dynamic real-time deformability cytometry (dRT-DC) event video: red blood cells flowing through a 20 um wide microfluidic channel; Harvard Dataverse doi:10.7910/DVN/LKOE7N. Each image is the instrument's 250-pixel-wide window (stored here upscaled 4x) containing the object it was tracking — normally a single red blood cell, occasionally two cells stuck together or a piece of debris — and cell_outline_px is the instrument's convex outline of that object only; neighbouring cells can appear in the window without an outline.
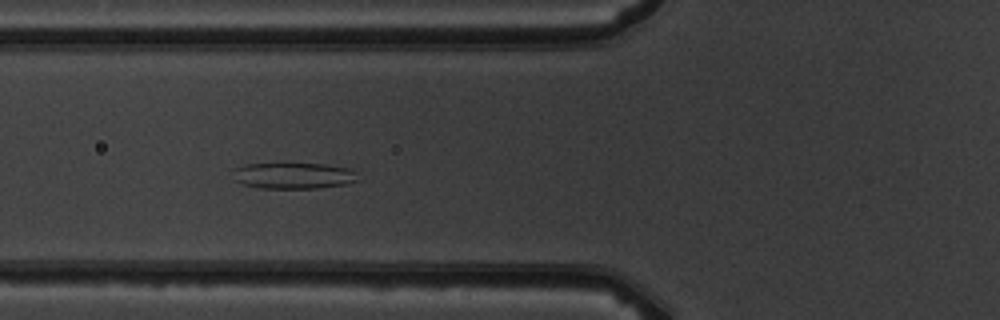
{"species": "common noctule bat (a hibernating species)", "species_latin": "Nyctalus noctula", "temperature_condition": "warm", "stored_images_in_passage": 5, "camera_frame_rate_fps": 3000, "um_per_image_px": 0.085, "animal": {"sex": "male", "body_mass_g": 19.5, "forearm_length_mm": 54.6}, "frame": {"image": 1, "passage_image": 4, "time_ms": 4.333, "image_size_px": [1000, 320], "cell_outline_px": [[360, 180], [348, 184], [316, 188], [260, 188], [244, 184], [236, 180], [236, 168], [244, 164], [324, 164], [348, 168], [356, 172]], "centroid_in_image_um": [25.04, 14.94], "position_along_channel_um": 100.8, "area_um2": 18.79}}